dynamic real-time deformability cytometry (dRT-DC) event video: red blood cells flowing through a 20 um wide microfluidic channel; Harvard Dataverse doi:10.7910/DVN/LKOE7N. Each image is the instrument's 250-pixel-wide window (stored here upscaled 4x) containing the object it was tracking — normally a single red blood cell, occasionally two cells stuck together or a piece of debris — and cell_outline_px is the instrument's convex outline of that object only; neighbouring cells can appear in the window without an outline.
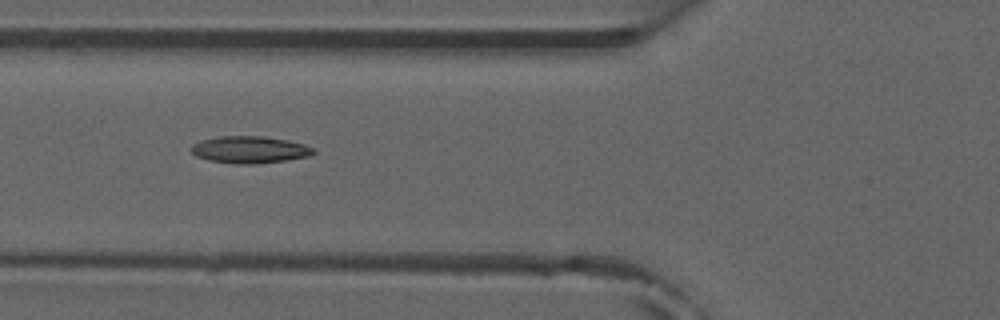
{"species": "common noctule bat (a hibernating species)", "species_latin": "Nyctalus noctula", "temperature_condition": "room temperature", "stored_images_in_passage": 6, "camera_frame_rate_fps": 3000, "um_per_image_px": 0.085, "animal": {"sex": "male", "forearm_length_mm": 52.5}, "frame": {"image": 1, "passage_image": 4, "time_ms": 4.333, "image_size_px": [1000, 320], "cell_outline_px": [[316, 152], [308, 156], [288, 160], [256, 164], [236, 164], [208, 160], [196, 156], [188, 148], [192, 144], [200, 140], [220, 136], [260, 136], [288, 140], [304, 144], [316, 148]], "centroid_in_image_um": [21.21, 12.72], "position_along_channel_um": 104.6, "area_um2": 19.48}}
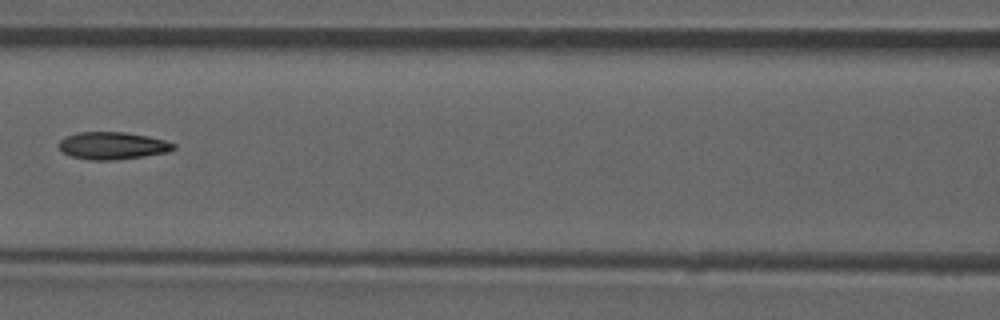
{"frame": {"image": 2, "passage_image": 5, "time_ms": 5.667, "image_size_px": [1000, 320], "cell_outline_px": [[176, 148], [168, 152], [144, 156], [112, 160], [88, 160], [72, 156], [64, 152], [60, 148], [60, 140], [76, 132], [124, 132], [148, 136], [164, 140], [176, 144]], "centroid_in_image_um": [9.6, 12.38], "position_along_channel_um": 157.0, "area_um2": 18.15}}